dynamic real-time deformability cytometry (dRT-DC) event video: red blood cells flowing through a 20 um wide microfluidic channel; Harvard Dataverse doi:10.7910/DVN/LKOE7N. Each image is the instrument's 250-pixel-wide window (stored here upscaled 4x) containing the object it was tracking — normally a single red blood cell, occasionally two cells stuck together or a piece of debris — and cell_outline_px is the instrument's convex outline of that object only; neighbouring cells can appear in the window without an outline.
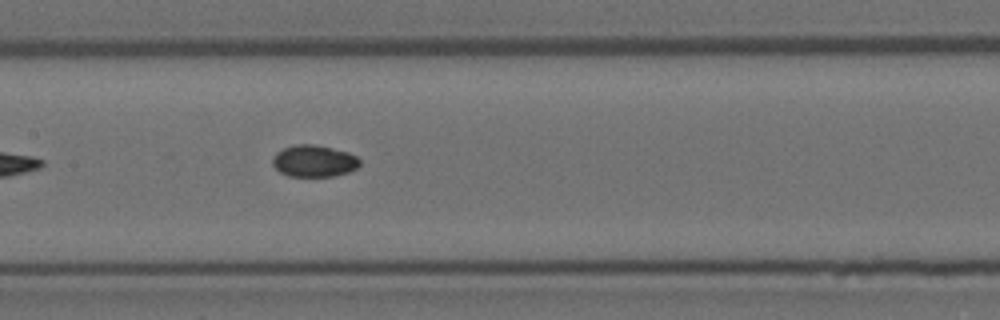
{"species": "Egyptian fruit bat (a non-hibernating species)", "species_latin": "Rousettus aegyptiacus", "temperature_condition": "room temperature", "stored_images_in_passage": 7, "segment_of_instrument_passage": [2, 2], "camera_frame_rate_fps": 3000, "um_per_image_px": 0.085, "animal": {"sex": "female"}, "frame": {"image": 1, "passage_image": 7, "time_ms": 2.0, "image_size_px": [1000, 320], "cell_outline_px": [[360, 164], [356, 168], [348, 172], [332, 176], [288, 176], [280, 172], [272, 164], [272, 160], [276, 152], [284, 148], [296, 144], [312, 144], [332, 148], [348, 152], [356, 156], [360, 160]], "centroid_in_image_um": [26.68, 13.68], "position_along_channel_um": 180.7, "area_um2": 16.07}}